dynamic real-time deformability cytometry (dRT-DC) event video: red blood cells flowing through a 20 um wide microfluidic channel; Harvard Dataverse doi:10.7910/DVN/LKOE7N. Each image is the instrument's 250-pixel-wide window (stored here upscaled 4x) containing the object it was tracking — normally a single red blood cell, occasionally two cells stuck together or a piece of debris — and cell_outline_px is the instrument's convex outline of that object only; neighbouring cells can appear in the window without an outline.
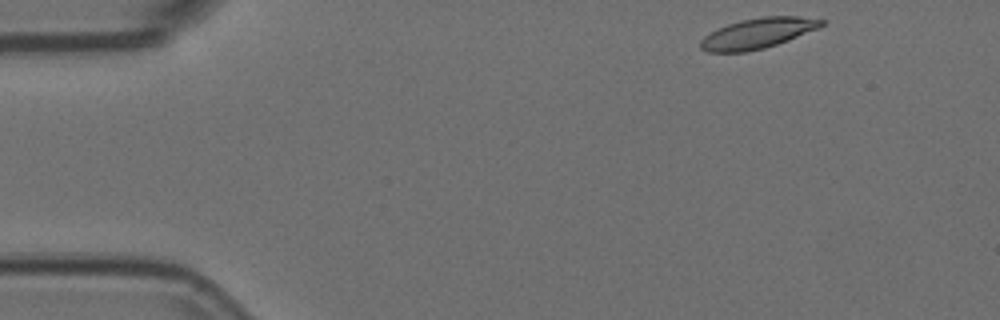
{"species": "Egyptian fruit bat (a non-hibernating species)", "species_latin": "Rousettus aegyptiacus", "temperature_condition": "room temperature", "stored_images_in_passage": 49, "camera_frame_rate_fps": 3000, "um_per_image_px": 0.085, "animal": {"sex": "female"}, "frame": {"image": 1, "passage_image": 1, "time_ms": 0.0, "image_size_px": [1000, 320], "cell_outline_px": [[824, 24], [820, 28], [788, 40], [764, 48], [744, 52], [708, 52], [700, 48], [700, 40], [704, 36], [728, 24], [740, 20], [764, 16], [796, 16], [824, 20]], "centroid_in_image_um": [64.41, 2.83], "position_along_channel_um": 20.6, "area_um2": 21.21}}
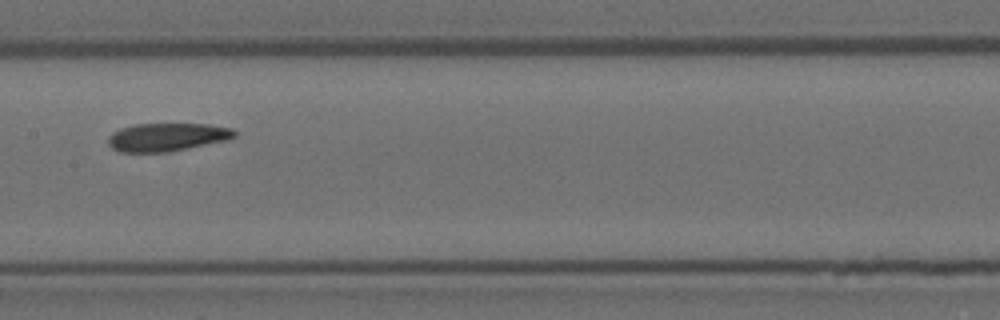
{"frame": {"image": 2, "passage_image": 22, "time_ms": 7.0, "image_size_px": [1000, 320], "cell_outline_px": [[236, 136], [228, 140], [188, 148], [164, 152], [120, 152], [112, 148], [108, 144], [108, 136], [112, 132], [120, 128], [136, 124], [208, 124], [232, 128], [236, 132]], "centroid_in_image_um": [14.19, 11.65], "position_along_channel_um": 193.2, "area_um2": 20.75}}
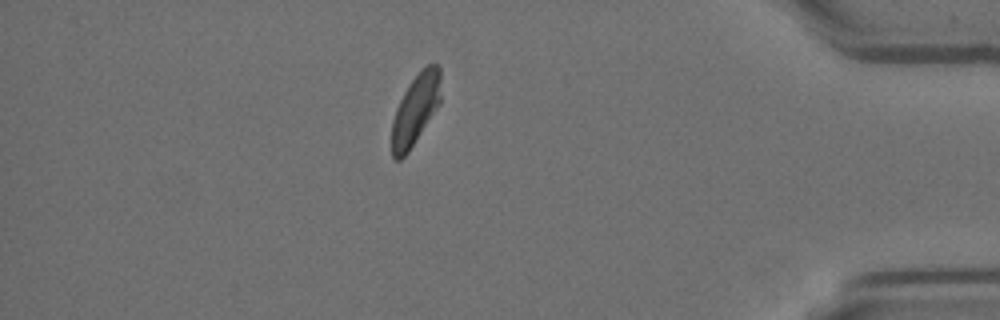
{"frame": {"image": 3, "passage_image": 42, "time_ms": 13.667, "image_size_px": [1000, 320], "cell_outline_px": [[440, 104], [408, 152], [400, 160], [392, 160], [392, 120], [396, 108], [408, 84], [428, 64], [436, 64], [440, 68]], "centroid_in_image_um": [35.31, 9.34], "position_along_channel_um": 399.9, "area_um2": 19.94}, "authors_computed_cell_mechanics": {"area_um2": 21.386, "velocity_mm_per_s": 3.7131, "shape_relaxation_time_tau1_ms": null, "shape_relaxation_time_tau2_ms": 2.7507, "deformation_change_tau1": null, "deformation_change_tau2": 0.0845}}